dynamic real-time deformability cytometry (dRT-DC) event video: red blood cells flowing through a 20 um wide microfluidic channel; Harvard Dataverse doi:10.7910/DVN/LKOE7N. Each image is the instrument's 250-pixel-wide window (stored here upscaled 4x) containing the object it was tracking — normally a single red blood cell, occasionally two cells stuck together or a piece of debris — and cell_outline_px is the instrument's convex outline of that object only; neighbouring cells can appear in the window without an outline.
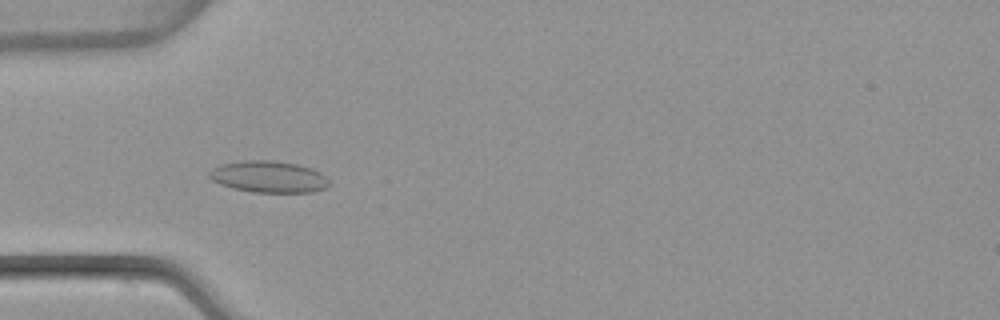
{"species": "common noctule bat (a hibernating species)", "species_latin": "Nyctalus noctula", "temperature_condition": "warm", "stored_images_in_passage": 50, "camera_frame_rate_fps": 3000, "um_per_image_px": 0.085, "animal": {"sex": "female", "body_mass_g": 22.7, "forearm_length_mm": 54.2}, "frame": {"image": 1, "passage_image": 15, "time_ms": 4.667, "image_size_px": [1000, 320], "cell_outline_px": [[332, 184], [324, 188], [312, 192], [252, 192], [232, 188], [220, 184], [212, 180], [208, 176], [208, 172], [212, 168], [220, 164], [244, 160], [272, 160], [296, 164], [312, 168], [320, 172]], "centroid_in_image_um": [22.81, 15.02], "position_along_channel_um": 62.2, "area_um2": 22.2}}
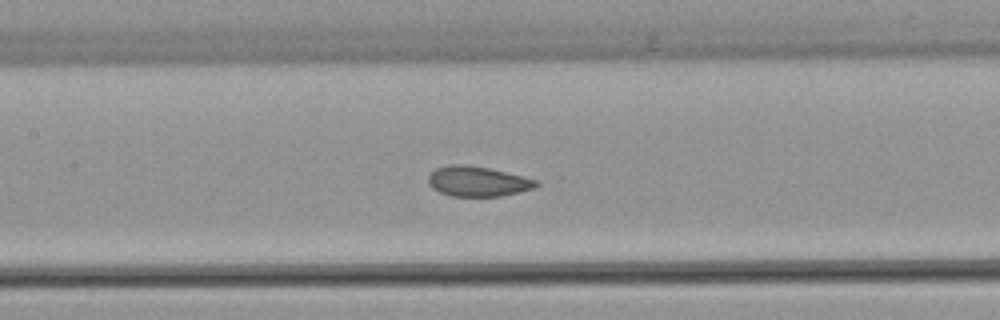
{"frame": {"image": 2, "passage_image": 23, "time_ms": 7.333, "image_size_px": [1000, 320], "cell_outline_px": [[540, 184], [536, 188], [520, 192], [500, 196], [452, 196], [440, 192], [432, 188], [428, 184], [428, 176], [436, 168], [448, 164], [468, 164], [488, 168], [524, 176], [540, 180]], "centroid_in_image_um": [40.64, 15.41], "position_along_channel_um": 166.8, "area_um2": 19.19}}
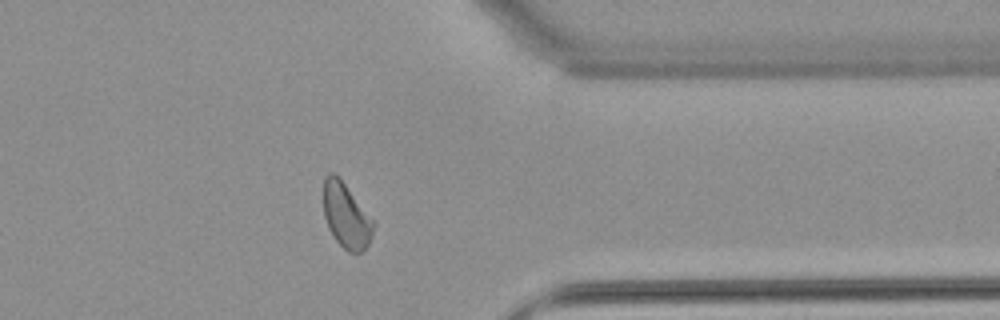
{"frame": {"image": 3, "passage_image": 40, "time_ms": 13.0, "image_size_px": [1000, 320], "cell_outline_px": [[376, 224], [372, 236], [368, 244], [360, 252], [348, 252], [336, 240], [328, 228], [324, 216], [324, 176], [328, 172], [336, 172], [376, 220]], "centroid_in_image_um": [29.46, 18.27], "position_along_channel_um": 381.9, "area_um2": 19.42}, "authors_computed_cell_mechanics": {"area_um2": 19.7387, "velocity_mm_per_s": 3.9791, "shape_relaxation_time_tau1_ms": 6.0785, "shape_relaxation_time_tau2_ms": 0.8417, "deformation_change_tau1": 0.12, "deformation_change_tau2": 0.0615}}